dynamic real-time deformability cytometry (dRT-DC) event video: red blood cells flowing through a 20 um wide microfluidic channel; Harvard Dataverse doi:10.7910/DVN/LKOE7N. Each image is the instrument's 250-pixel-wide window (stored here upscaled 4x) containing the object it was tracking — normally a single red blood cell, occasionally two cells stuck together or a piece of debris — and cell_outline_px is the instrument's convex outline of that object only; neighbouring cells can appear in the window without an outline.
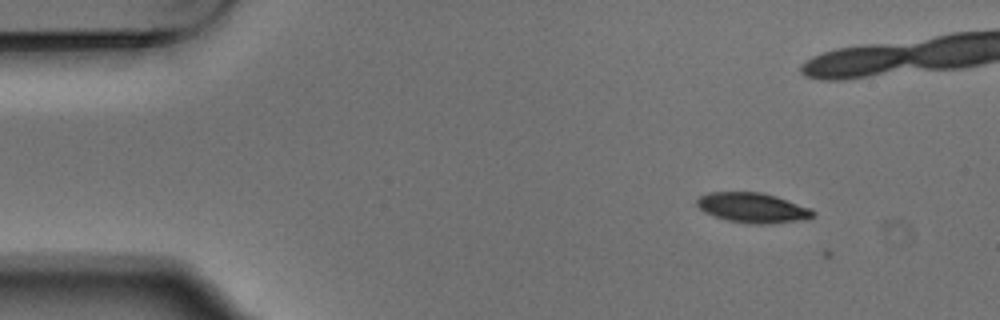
{"species": "Egyptian fruit bat (a non-hibernating species)", "species_latin": "Rousettus aegyptiacus", "temperature_condition": "warm", "stored_images_in_passage": 9, "camera_frame_rate_fps": 3000, "um_per_image_px": 0.085, "animal": {"sex": "male"}, "frame": {"image": 1, "passage_image": 1, "time_ms": 0.0, "image_size_px": [1000, 320], "cell_outline_px": [[816, 216], [804, 220], [768, 224], [752, 224], [728, 220], [704, 212], [696, 204], [696, 200], [700, 196], [708, 192], [760, 192], [776, 196], [812, 208], [816, 212]], "centroid_in_image_um": [64.03, 17.66], "position_along_channel_um": 21.0, "area_um2": 20.4}}
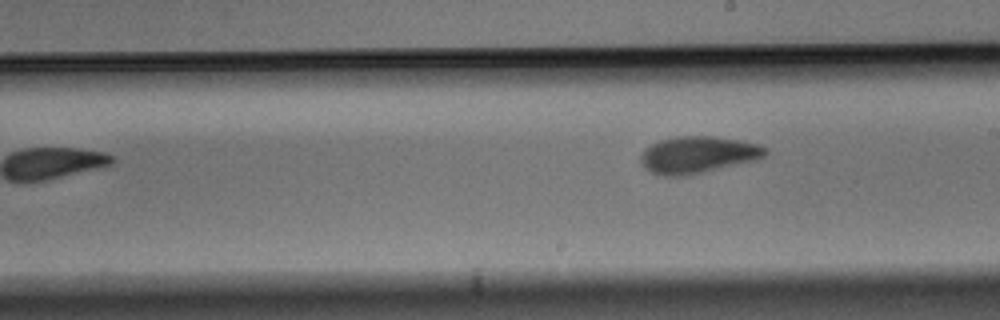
{"frame": {"image": 2, "passage_image": 9, "time_ms": 2.667, "image_size_px": [1000, 320], "cell_outline_px": [[768, 152], [764, 156], [756, 160], [688, 176], [664, 176], [652, 172], [644, 168], [640, 160], [640, 156], [644, 148], [660, 140], [676, 136], [716, 136], [740, 140], [760, 144], [768, 148]], "centroid_in_image_um": [59.33, 13.15], "position_along_channel_um": 229.7, "area_um2": 27.11}}